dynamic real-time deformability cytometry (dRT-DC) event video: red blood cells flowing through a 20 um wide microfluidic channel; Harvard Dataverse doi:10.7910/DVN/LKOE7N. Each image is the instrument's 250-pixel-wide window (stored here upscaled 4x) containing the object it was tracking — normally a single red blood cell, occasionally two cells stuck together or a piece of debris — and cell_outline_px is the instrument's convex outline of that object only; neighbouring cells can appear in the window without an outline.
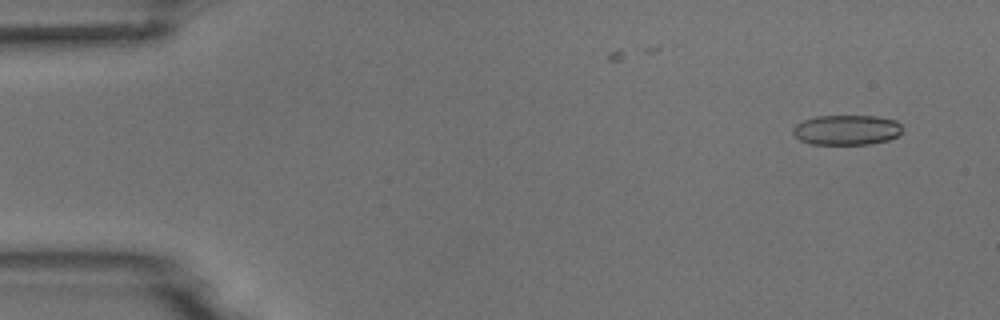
{"species": "common noctule bat (a hibernating species)", "species_latin": "Nyctalus noctula", "temperature_condition": "room temperature", "stored_images_in_passage": 6, "camera_frame_rate_fps": 3000, "um_per_image_px": 0.085, "animal": {"sex": "male", "body_mass_g": 18.8}, "frame": {"image": 1, "passage_image": 1, "time_ms": 0.0, "image_size_px": [1000, 320], "cell_outline_px": [[900, 132], [896, 136], [888, 140], [868, 144], [808, 144], [800, 140], [792, 132], [792, 128], [796, 124], [804, 120], [816, 116], [876, 116], [896, 120], [900, 124]], "centroid_in_image_um": [71.92, 11.04], "position_along_channel_um": 13.1, "area_um2": 19.07}}
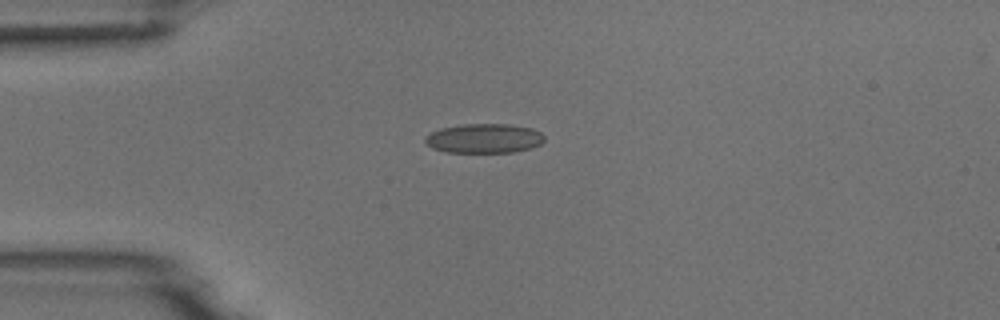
{"frame": {"image": 2, "passage_image": 4, "time_ms": 3.333, "image_size_px": [1000, 320], "cell_outline_px": [[544, 140], [540, 144], [532, 148], [512, 152], [444, 152], [432, 148], [424, 140], [424, 136], [440, 128], [464, 124], [508, 124], [532, 128], [540, 132], [544, 136]], "centroid_in_image_um": [41.14, 11.76], "position_along_channel_um": 43.9, "area_um2": 20.46}}
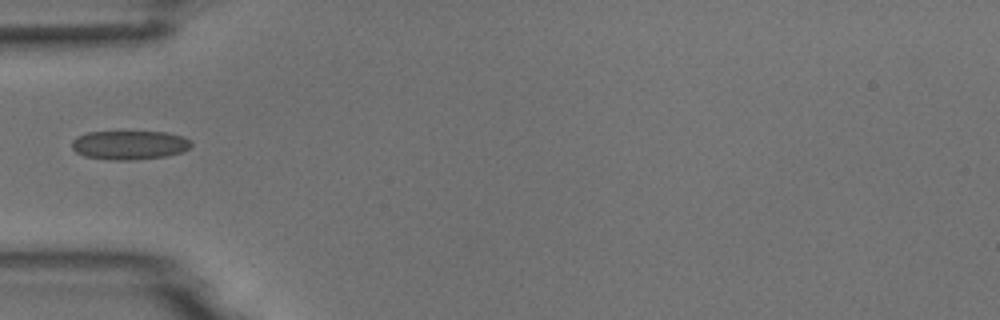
{"frame": {"image": 3, "passage_image": 5, "time_ms": 4.667, "image_size_px": [1000, 320], "cell_outline_px": [[192, 144], [184, 152], [168, 156], [132, 160], [112, 160], [84, 156], [76, 152], [72, 148], [72, 140], [76, 136], [88, 132], [168, 132], [184, 136], [192, 140]], "centroid_in_image_um": [11.04, 12.33], "position_along_channel_um": 74.0, "area_um2": 20.4}}